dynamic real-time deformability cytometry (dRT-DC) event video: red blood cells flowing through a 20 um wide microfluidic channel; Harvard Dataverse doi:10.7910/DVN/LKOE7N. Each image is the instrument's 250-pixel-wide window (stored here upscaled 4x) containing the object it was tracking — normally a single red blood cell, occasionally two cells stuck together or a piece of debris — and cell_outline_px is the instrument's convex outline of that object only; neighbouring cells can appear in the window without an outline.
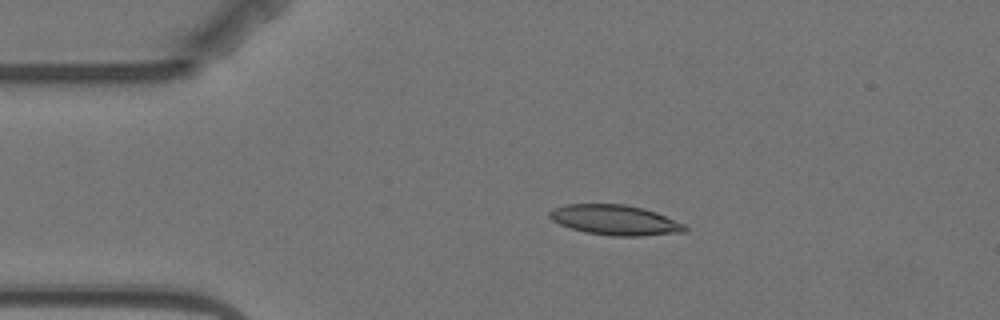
{"species": "Egyptian fruit bat (a non-hibernating species)", "species_latin": "Rousettus aegyptiacus", "temperature_condition": "warm", "stored_images_in_passage": 5, "camera_frame_rate_fps": 3000, "um_per_image_px": 0.085, "animal": {"sex": "female"}, "frame": {"image": 1, "passage_image": 2, "time_ms": 1.0, "image_size_px": [1000, 320], "cell_outline_px": [[688, 228], [684, 232], [640, 236], [612, 236], [584, 232], [560, 224], [552, 220], [548, 216], [548, 212], [552, 208], [564, 204], [624, 204], [644, 208], [656, 212], [684, 224]], "centroid_in_image_um": [52.25, 18.7], "position_along_channel_um": 32.7, "area_um2": 23.81}}
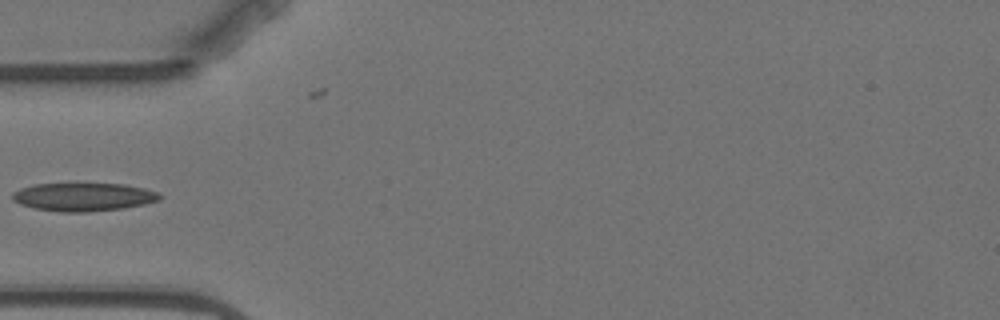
{"frame": {"image": 2, "passage_image": 4, "time_ms": 3.333, "image_size_px": [1000, 320], "cell_outline_px": [[164, 196], [160, 200], [144, 204], [124, 208], [88, 212], [64, 212], [32, 208], [20, 204], [12, 200], [12, 192], [20, 188], [32, 184], [124, 184], [144, 188], [160, 192]], "centroid_in_image_um": [7.11, 16.74], "position_along_channel_um": 77.9, "area_um2": 24.45}}